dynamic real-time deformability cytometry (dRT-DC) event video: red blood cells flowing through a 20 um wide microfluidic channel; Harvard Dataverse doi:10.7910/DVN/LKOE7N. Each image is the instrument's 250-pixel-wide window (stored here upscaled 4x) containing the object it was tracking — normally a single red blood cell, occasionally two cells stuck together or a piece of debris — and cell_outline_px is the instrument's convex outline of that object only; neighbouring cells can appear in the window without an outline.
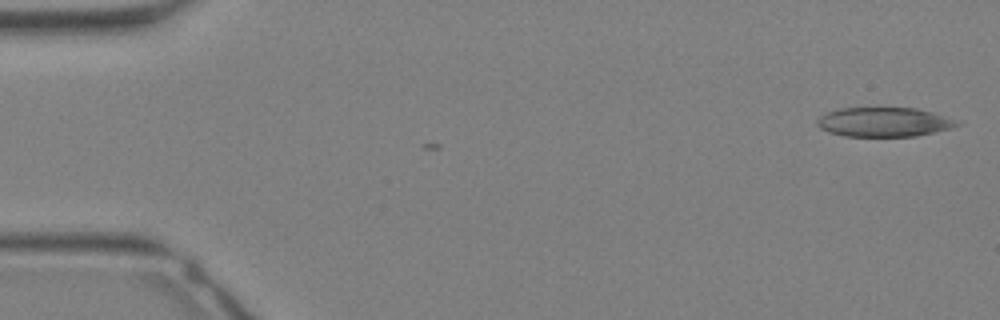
{"species": "Egyptian fruit bat (a non-hibernating species)", "species_latin": "Rousettus aegyptiacus", "temperature_condition": "warm", "stored_images_in_passage": 3, "camera_frame_rate_fps": 3000, "um_per_image_px": 0.085, "animal": {"sex": "female"}, "frame": {"image": 1, "passage_image": 1, "time_ms": 0.0, "image_size_px": [1000, 320], "cell_outline_px": [[964, 120], [960, 124], [948, 128], [916, 136], [844, 136], [828, 132], [820, 128], [816, 124], [816, 120], [820, 116], [828, 112], [844, 108], [916, 108]], "centroid_in_image_um": [75.17, 10.37], "position_along_channel_um": 9.8, "area_um2": 23.93}}